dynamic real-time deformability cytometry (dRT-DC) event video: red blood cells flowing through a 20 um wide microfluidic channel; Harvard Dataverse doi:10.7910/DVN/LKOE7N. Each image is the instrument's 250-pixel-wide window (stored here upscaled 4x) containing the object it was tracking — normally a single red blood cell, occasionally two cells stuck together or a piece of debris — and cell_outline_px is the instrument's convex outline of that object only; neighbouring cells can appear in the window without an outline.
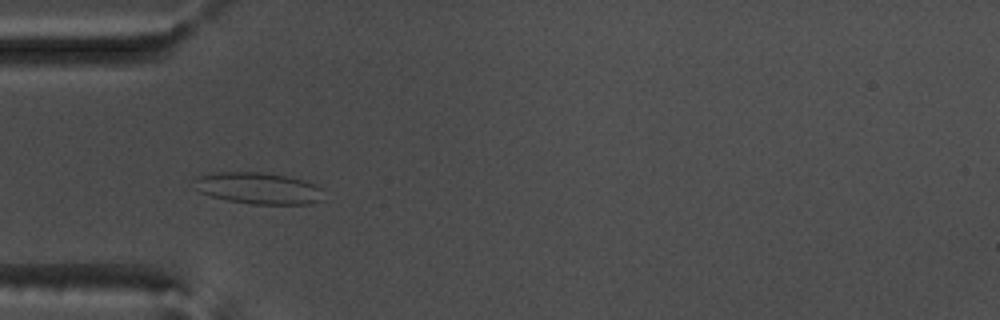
{"species": "common noctule bat (a hibernating species)", "species_latin": "Nyctalus noctula", "temperature_condition": "warm", "stored_images_in_passage": 54, "camera_frame_rate_fps": 3000, "um_per_image_px": 0.085, "animal": {"sex": "male", "body_mass_g": 17.5, "forearm_length_mm": 52.3}, "frame": {"image": 1, "passage_image": 16, "time_ms": 5.0, "image_size_px": [1000, 320], "cell_outline_px": [[324, 200], [308, 204], [252, 204], [228, 200], [212, 196], [200, 192], [192, 180], [196, 176], [216, 172], [264, 172], [304, 180], [320, 188]], "centroid_in_image_um": [21.94, 16.0], "position_along_channel_um": 63.1, "area_um2": 23.7}}
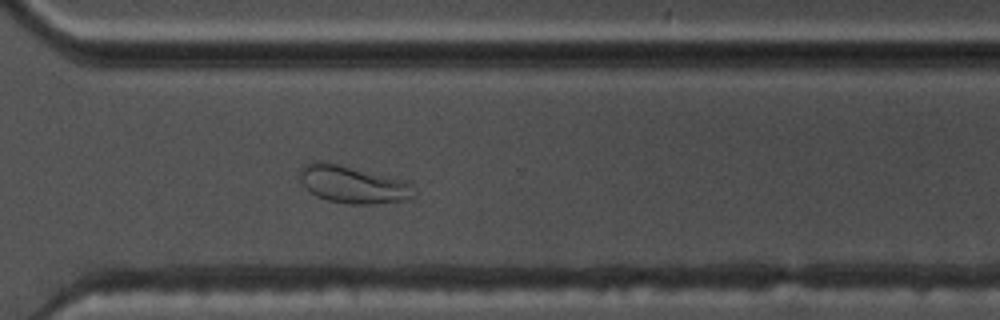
{"frame": {"image": 2, "passage_image": 39, "time_ms": 12.667, "image_size_px": [1000, 320], "cell_outline_px": [[416, 196], [404, 200], [372, 204], [352, 204], [328, 200], [316, 196], [300, 180], [300, 172], [304, 164], [316, 160], [320, 160], [340, 164], [400, 180], [408, 184]], "centroid_in_image_um": [29.93, 15.67], "position_along_channel_um": 340.7, "area_um2": 24.28}}
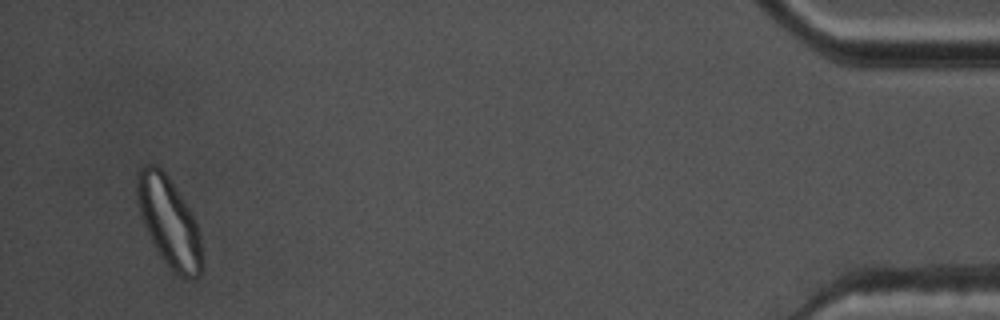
{"frame": {"image": 3, "passage_image": 52, "time_ms": 17.0, "image_size_px": [1000, 320], "cell_outline_px": [[200, 276], [192, 280], [188, 280], [180, 276], [164, 260], [156, 248], [144, 224], [136, 200], [136, 172], [144, 164], [156, 164], [168, 176], [188, 208], [196, 224], [200, 236]], "centroid_in_image_um": [14.32, 18.81], "position_along_channel_um": 420.9, "area_um2": 33.06}, "authors_computed_cell_mechanics": {"area_um2": 26.7614, "velocity_mm_per_s": 3.6453, "shape_relaxation_time_tau1_ms": null, "shape_relaxation_time_tau2_ms": 1.4183, "deformation_change_tau1": null, "deformation_change_tau2": 0.0783}}